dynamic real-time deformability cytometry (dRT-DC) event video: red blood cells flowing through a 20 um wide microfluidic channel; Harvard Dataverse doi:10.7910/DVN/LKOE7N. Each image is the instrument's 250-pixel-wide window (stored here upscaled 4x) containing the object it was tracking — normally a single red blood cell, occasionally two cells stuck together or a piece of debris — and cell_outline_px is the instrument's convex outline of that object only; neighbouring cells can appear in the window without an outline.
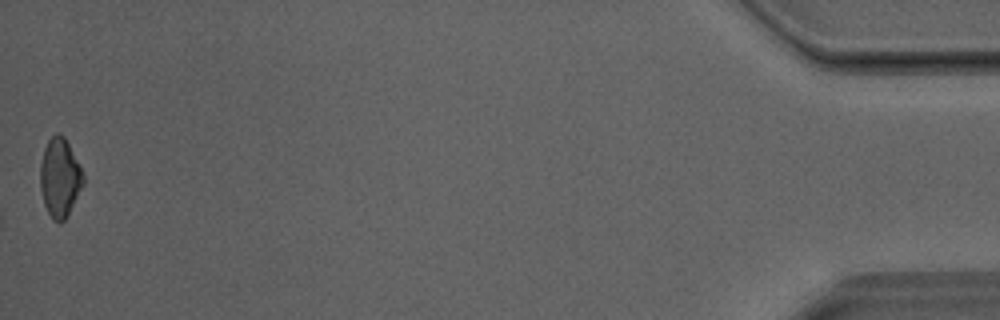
{"species": "Egyptian fruit bat (a non-hibernating species)", "species_latin": "Rousettus aegyptiacus", "temperature_condition": "room temperature", "stored_images_in_passage": 41, "camera_frame_rate_fps": 3000, "um_per_image_px": 0.085, "animal": {"sex": "male"}, "frame": {"image": 1, "passage_image": 41, "time_ms": 13.333, "image_size_px": [1000, 320], "cell_outline_px": [[84, 184], [64, 220], [60, 224], [52, 220], [44, 204], [40, 188], [40, 164], [44, 148], [48, 140], [56, 132], [60, 132], [64, 136], [84, 172]], "centroid_in_image_um": [5.08, 15.08], "position_along_channel_um": 430.1, "area_um2": 19.88}}